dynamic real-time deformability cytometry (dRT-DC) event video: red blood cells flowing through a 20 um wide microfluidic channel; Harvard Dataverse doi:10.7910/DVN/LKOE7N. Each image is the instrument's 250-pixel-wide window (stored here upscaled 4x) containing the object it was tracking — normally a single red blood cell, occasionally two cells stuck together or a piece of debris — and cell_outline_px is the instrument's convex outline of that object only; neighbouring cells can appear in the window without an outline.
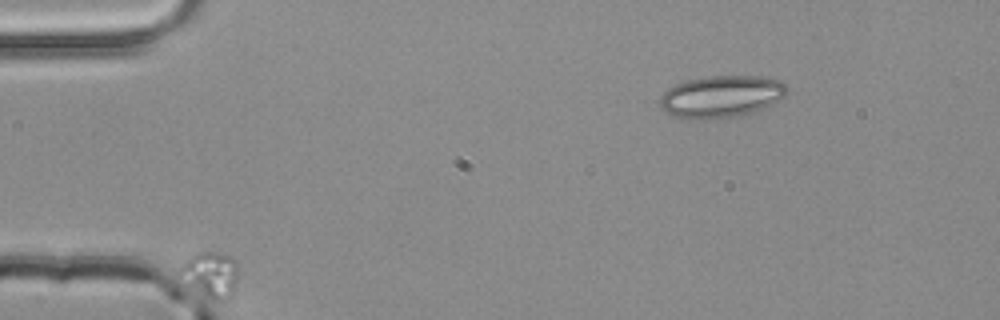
{"species": "common noctule bat (a hibernating species)", "species_latin": "Nyctalus noctula", "temperature_condition": "room temperature", "stored_images_in_passage": 5, "camera_frame_rate_fps": 3000, "um_per_image_px": 0.085, "animal": {"sex": "male", "body_mass_g": 20.4}, "frame": {"image": 1, "passage_image": 1, "time_ms": 0.0, "image_size_px": [1000, 320], "cell_outline_px": [[236, 292], [232, 296], [220, 300], [212, 300], [180, 272], [180, 268], [196, 252], [216, 252], [228, 256], [236, 260]], "centroid_in_image_um": [18.02, 23.3], "position_along_channel_um": 67.0, "area_um2": 14.39}}